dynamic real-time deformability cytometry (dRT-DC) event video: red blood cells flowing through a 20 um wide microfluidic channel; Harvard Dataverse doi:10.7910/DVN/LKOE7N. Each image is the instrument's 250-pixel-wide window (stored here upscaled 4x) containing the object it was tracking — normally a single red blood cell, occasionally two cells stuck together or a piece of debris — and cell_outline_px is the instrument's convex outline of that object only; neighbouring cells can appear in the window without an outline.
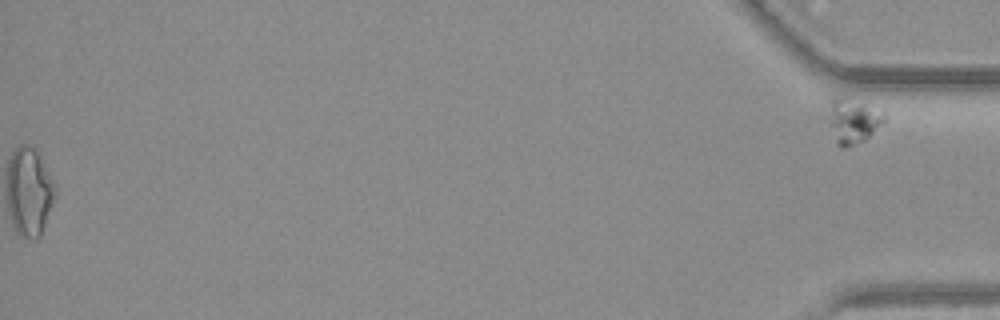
{"species": "common noctule bat (a hibernating species)", "species_latin": "Nyctalus noctula", "temperature_condition": "warm", "stored_images_in_passage": 53, "segment_of_instrument_passage": [2, 2], "camera_frame_rate_fps": 3000, "um_per_image_px": 0.085, "animal": {"sex": "female", "body_mass_g": 19.3, "forearm_length_mm": 54.1}, "frame": {"image": 1, "passage_image": 53, "time_ms": 17.333, "image_size_px": [1000, 320], "cell_outline_px": [[888, 120], [864, 140], [844, 148], [836, 144], [824, 116], [832, 100], [836, 96], [864, 104], [884, 112], [888, 116]], "centroid_in_image_um": [72.47, 10.29], "position_along_channel_um": 362.7, "area_um2": 14.85}}